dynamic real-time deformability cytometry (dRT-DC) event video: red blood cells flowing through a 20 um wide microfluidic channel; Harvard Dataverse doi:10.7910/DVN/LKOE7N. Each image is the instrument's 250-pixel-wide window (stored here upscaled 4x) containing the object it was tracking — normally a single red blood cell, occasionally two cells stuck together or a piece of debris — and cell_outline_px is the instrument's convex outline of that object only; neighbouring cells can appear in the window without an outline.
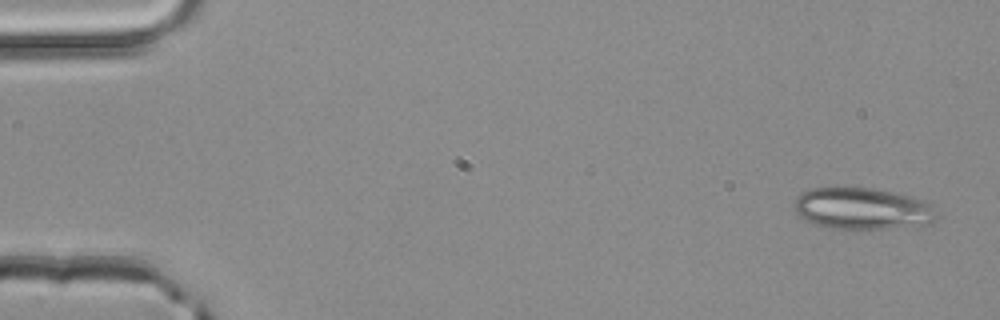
{"species": "common noctule bat (a hibernating species)", "species_latin": "Nyctalus noctula", "temperature_condition": "room temperature", "stored_images_in_passage": 4, "camera_frame_rate_fps": 3000, "um_per_image_px": 0.085, "animal": {"sex": "male", "body_mass_g": 20.4}, "frame": {"image": 1, "passage_image": 1, "time_ms": 0.0, "image_size_px": [1000, 320], "cell_outline_px": [[936, 220], [932, 224], [888, 228], [828, 228], [804, 220], [796, 212], [796, 196], [800, 192], [812, 188], [872, 188], [912, 196], [924, 200], [928, 204], [936, 216]], "centroid_in_image_um": [73.29, 17.73], "position_along_channel_um": 11.7, "area_um2": 34.22}}